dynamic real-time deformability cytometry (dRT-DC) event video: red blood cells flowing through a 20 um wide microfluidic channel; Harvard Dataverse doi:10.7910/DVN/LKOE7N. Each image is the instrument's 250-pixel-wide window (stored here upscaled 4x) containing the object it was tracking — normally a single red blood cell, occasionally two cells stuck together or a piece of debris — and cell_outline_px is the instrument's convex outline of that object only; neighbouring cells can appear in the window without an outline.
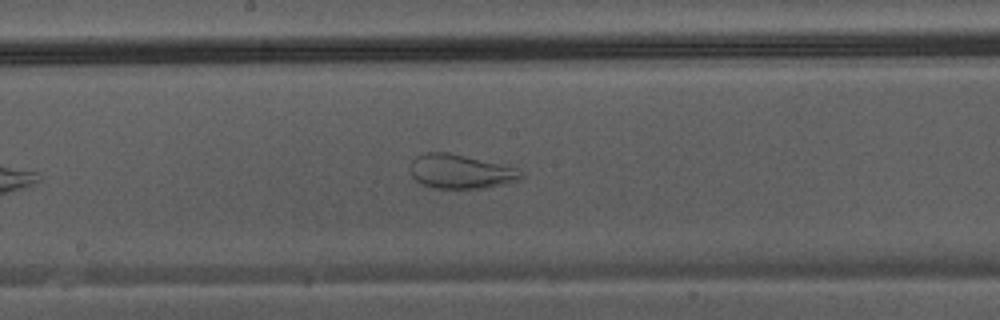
{"species": "Egyptian fruit bat (a non-hibernating species)", "species_latin": "Rousettus aegyptiacus", "temperature_condition": "warm", "stored_images_in_passage": 22, "camera_frame_rate_fps": 3000, "um_per_image_px": 0.085, "animal": {"sex": "male"}, "frame": {"image": 1, "passage_image": 13, "time_ms": 4.0, "image_size_px": [1000, 320], "cell_outline_px": [[524, 176], [520, 180], [504, 184], [484, 188], [436, 188], [424, 184], [416, 180], [412, 176], [412, 160], [416, 156], [424, 152], [448, 152], [512, 168], [520, 172]], "centroid_in_image_um": [39.11, 14.59], "position_along_channel_um": 209.1, "area_um2": 21.39}}